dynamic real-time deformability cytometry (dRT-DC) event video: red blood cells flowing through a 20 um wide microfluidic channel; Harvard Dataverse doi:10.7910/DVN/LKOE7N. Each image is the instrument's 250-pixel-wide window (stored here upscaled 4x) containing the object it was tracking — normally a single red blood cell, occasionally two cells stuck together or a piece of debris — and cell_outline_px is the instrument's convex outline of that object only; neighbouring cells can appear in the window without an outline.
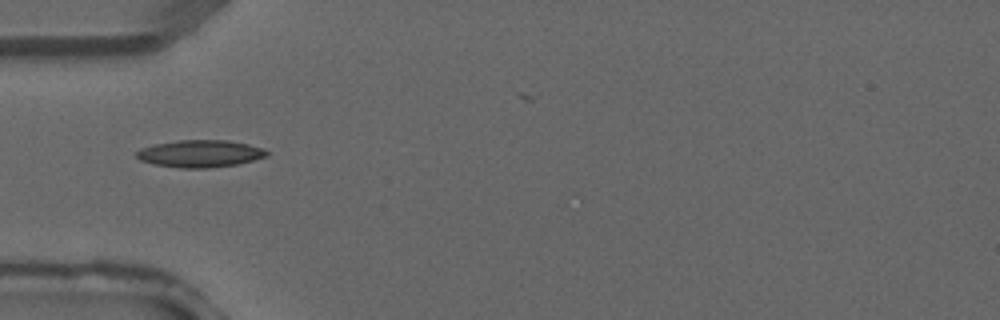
{"species": "common noctule bat (a hibernating species)", "species_latin": "Nyctalus noctula", "temperature_condition": "warm", "stored_images_in_passage": 3, "camera_frame_rate_fps": 3000, "um_per_image_px": 0.085, "animal": {"sex": "male", "forearm_length_mm": 52.5}, "frame": {"image": 1, "passage_image": 2, "time_ms": 0.333, "image_size_px": [1000, 320], "cell_outline_px": [[268, 156], [236, 164], [208, 168], [180, 168], [152, 164], [140, 160], [136, 156], [136, 152], [140, 148], [156, 144], [180, 140], [228, 140], [248, 144], [264, 148], [268, 152]], "centroid_in_image_um": [17.0, 13.06], "position_along_channel_um": 68.0, "area_um2": 20.63}}